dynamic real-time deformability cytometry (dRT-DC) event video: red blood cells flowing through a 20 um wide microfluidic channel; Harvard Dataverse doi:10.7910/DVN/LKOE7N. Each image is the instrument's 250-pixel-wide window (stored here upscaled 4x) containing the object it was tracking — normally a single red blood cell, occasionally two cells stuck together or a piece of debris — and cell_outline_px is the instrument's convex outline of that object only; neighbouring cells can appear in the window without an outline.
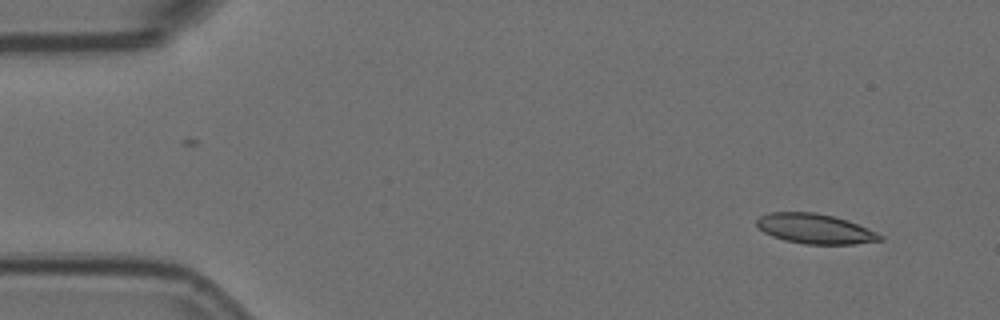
{"species": "Egyptian fruit bat (a non-hibernating species)", "species_latin": "Rousettus aegyptiacus", "temperature_condition": "room temperature", "stored_images_in_passage": 4, "camera_frame_rate_fps": 3000, "um_per_image_px": 0.085, "animal": {"sex": "female"}, "frame": {"image": 1, "passage_image": 1, "time_ms": 0.0, "image_size_px": [1000, 320], "cell_outline_px": [[884, 240], [852, 244], [804, 244], [784, 240], [772, 236], [764, 232], [756, 224], [756, 220], [760, 216], [768, 212], [816, 212], [848, 220], [876, 232], [884, 236]], "centroid_in_image_um": [69.27, 19.44], "position_along_channel_um": 15.7, "area_um2": 21.5}}
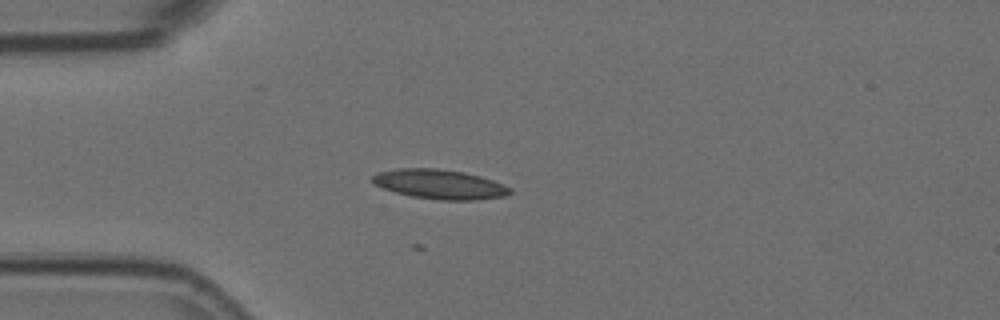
{"frame": {"image": 2, "passage_image": 4, "time_ms": 1.0, "image_size_px": [1000, 320], "cell_outline_px": [[512, 192], [504, 196], [476, 200], [440, 200], [412, 196], [396, 192], [384, 188], [376, 184], [372, 180], [372, 176], [376, 172], [396, 168], [436, 168], [464, 172], [480, 176], [492, 180], [512, 188]], "centroid_in_image_um": [37.37, 15.65], "position_along_channel_um": 47.6, "area_um2": 23.58}}